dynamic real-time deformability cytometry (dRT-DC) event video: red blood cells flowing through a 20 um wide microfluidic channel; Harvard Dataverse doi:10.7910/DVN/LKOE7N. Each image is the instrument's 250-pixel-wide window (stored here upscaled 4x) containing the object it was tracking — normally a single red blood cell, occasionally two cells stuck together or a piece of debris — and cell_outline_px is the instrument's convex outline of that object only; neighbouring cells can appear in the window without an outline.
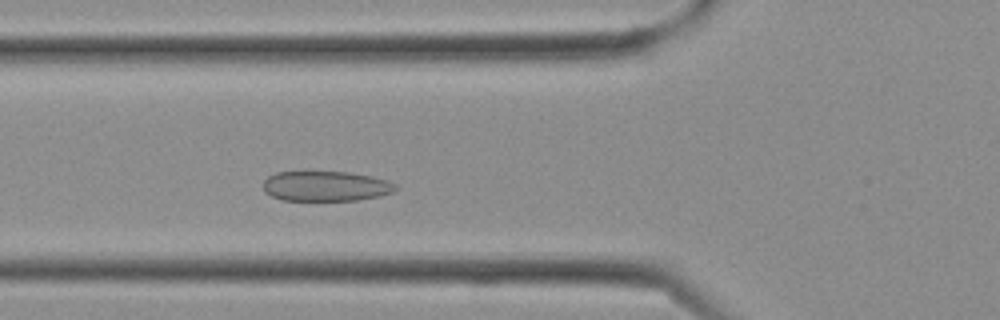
{"species": "Egyptian fruit bat (a non-hibernating species)", "species_latin": "Rousettus aegyptiacus", "temperature_condition": "cold", "stored_images_in_passage": 8, "camera_frame_rate_fps": 3000, "um_per_image_px": 0.085, "frame": {"image": 1, "passage_image": 8, "time_ms": 2.333, "image_size_px": [1000, 320], "cell_outline_px": [[400, 188], [392, 192], [380, 196], [356, 200], [280, 200], [264, 192], [264, 180], [268, 176], [276, 172], [348, 172], [372, 176], [388, 180], [396, 184]], "centroid_in_image_um": [27.71, 15.82], "position_along_channel_um": 98.1, "area_um2": 23.29}}